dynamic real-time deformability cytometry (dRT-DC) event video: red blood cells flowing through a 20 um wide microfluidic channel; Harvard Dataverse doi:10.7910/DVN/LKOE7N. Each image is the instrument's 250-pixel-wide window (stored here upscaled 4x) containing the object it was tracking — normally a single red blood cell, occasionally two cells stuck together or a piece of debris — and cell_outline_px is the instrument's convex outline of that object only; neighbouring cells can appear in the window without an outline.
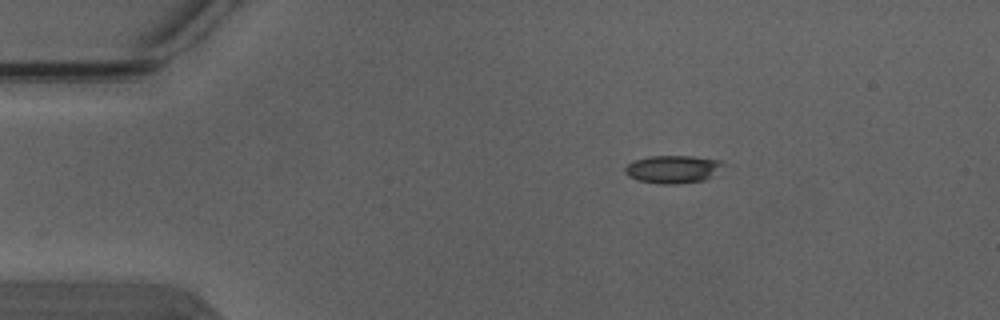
{"species": "Egyptian fruit bat (a non-hibernating species)", "species_latin": "Rousettus aegyptiacus", "temperature_condition": "warm", "stored_images_in_passage": 5, "camera_frame_rate_fps": 3000, "um_per_image_px": 0.085, "animal": {"sex": "male"}, "frame": {"image": 1, "passage_image": 1, "time_ms": 0.0, "image_size_px": [1000, 320], "cell_outline_px": [[728, 164], [712, 176], [704, 180], [680, 184], [660, 184], [636, 180], [628, 176], [624, 172], [624, 168], [628, 164], [636, 160], [652, 156], [692, 156], [720, 160]], "centroid_in_image_um": [57.23, 14.39], "position_along_channel_um": 27.8, "area_um2": 16.13}}
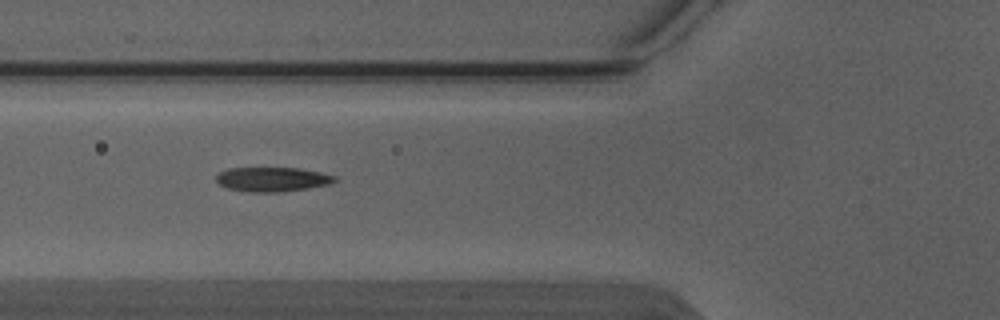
{"frame": {"image": 2, "passage_image": 4, "time_ms": 1.0, "image_size_px": [1000, 320], "cell_outline_px": [[336, 180], [328, 184], [308, 188], [276, 192], [248, 192], [228, 188], [220, 184], [216, 180], [216, 176], [220, 172], [228, 168], [300, 168], [320, 172], [336, 176]], "centroid_in_image_um": [23.13, 15.23], "position_along_channel_um": 102.7, "area_um2": 16.7}}
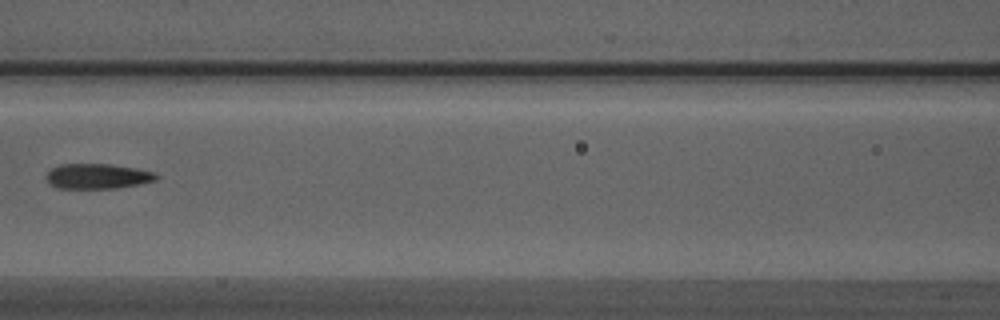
{"frame": {"image": 3, "passage_image": 5, "time_ms": 1.333, "image_size_px": [1000, 320], "cell_outline_px": [[160, 176], [156, 180], [140, 184], [116, 188], [56, 188], [44, 176], [52, 168], [60, 164], [108, 164], [136, 168], [156, 172]], "centroid_in_image_um": [8.32, 14.97], "position_along_channel_um": 158.3, "area_um2": 16.13}}